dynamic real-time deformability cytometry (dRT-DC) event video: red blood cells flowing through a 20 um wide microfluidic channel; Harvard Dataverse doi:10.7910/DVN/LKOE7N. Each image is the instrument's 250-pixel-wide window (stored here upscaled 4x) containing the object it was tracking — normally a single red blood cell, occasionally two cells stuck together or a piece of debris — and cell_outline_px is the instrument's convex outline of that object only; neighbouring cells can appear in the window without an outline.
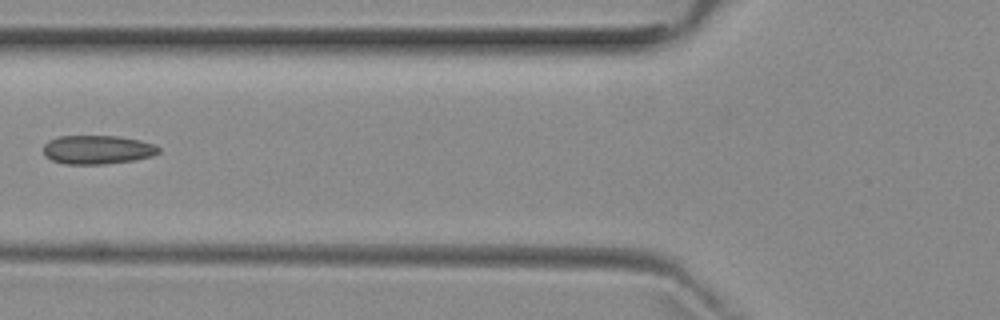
{"species": "common noctule bat (a hibernating species)", "species_latin": "Nyctalus noctula", "temperature_condition": "room temperature", "stored_images_in_passage": 4, "camera_frame_rate_fps": 3000, "um_per_image_px": 0.085, "animal": {"sex": "female", "body_mass_g": 29.2, "forearm_length_mm": 56.3}, "frame": {"image": 1, "passage_image": 4, "time_ms": 3.667, "image_size_px": [1000, 320], "cell_outline_px": [[160, 152], [152, 156], [136, 160], [104, 164], [64, 164], [52, 160], [44, 156], [44, 144], [48, 140], [56, 136], [120, 136], [140, 140], [156, 144], [160, 148]], "centroid_in_image_um": [8.29, 12.72], "position_along_channel_um": 117.5, "area_um2": 19.65}}